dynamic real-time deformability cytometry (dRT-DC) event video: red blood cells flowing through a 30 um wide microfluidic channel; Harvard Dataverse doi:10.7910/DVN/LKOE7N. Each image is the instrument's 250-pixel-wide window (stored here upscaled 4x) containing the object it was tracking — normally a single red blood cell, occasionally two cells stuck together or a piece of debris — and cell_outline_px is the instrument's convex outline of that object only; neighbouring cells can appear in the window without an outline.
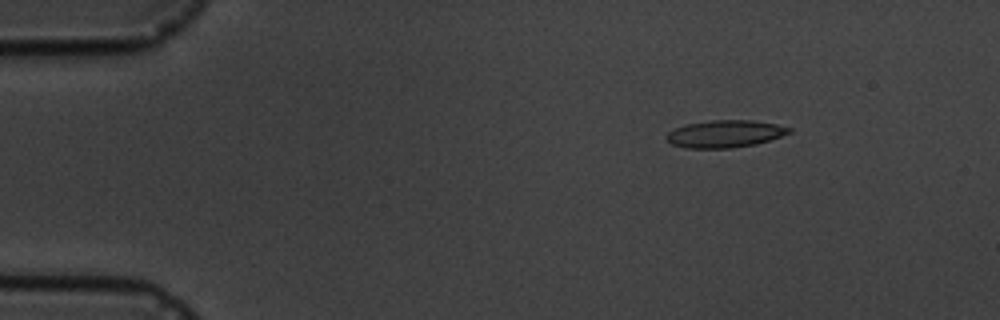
{"species": "common noctule bat (a hibernating species)", "species_latin": "Nyctalus noctula", "temperature_condition": "cold", "stored_images_in_passage": 17, "camera_frame_rate_fps": 3000, "um_per_image_px": 0.085, "animal": {"sex": "male", "body_mass_g": 19.5, "forearm_length_mm": 54.6}, "frame": {"image": 1, "passage_image": 3, "time_ms": 2.333, "image_size_px": [1000, 320], "cell_outline_px": [[792, 132], [756, 144], [732, 148], [684, 148], [672, 144], [664, 136], [668, 132], [676, 128], [688, 124], [712, 120], [752, 120], [776, 124], [792, 128]], "centroid_in_image_um": [61.62, 11.38], "position_along_channel_um": 23.4, "area_um2": 19.42}}
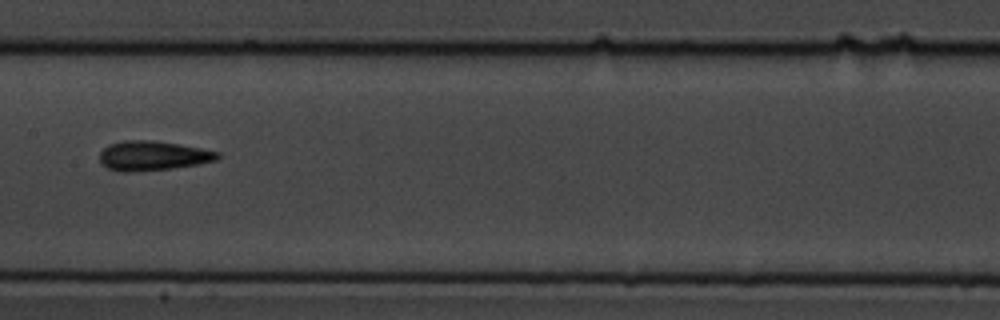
{"frame": {"image": 2, "passage_image": 9, "time_ms": 9.333, "image_size_px": [1000, 320], "cell_outline_px": [[220, 156], [216, 160], [196, 164], [172, 168], [128, 172], [124, 172], [108, 168], [100, 164], [100, 152], [108, 144], [124, 140], [152, 140], [200, 148], [220, 152]], "centroid_in_image_um": [12.95, 13.23], "position_along_channel_um": 194.5, "area_um2": 20.11}}
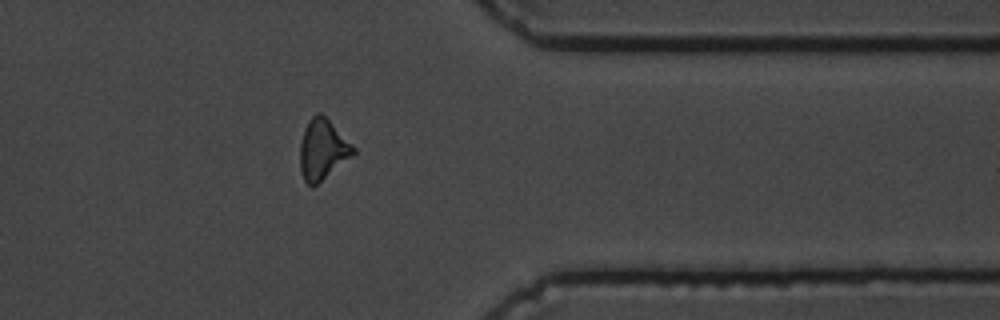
{"frame": {"image": 3, "passage_image": 14, "time_ms": 15.0, "image_size_px": [1000, 320], "cell_outline_px": [[356, 152], [312, 188], [304, 180], [300, 168], [300, 144], [304, 128], [308, 120], [316, 112], [320, 112], [356, 148]], "centroid_in_image_um": [27.39, 12.7], "position_along_channel_um": 384.0, "area_um2": 18.44}, "authors_computed_cell_mechanics": {"area_um2": 18.5538, "velocity_mm_per_s": 3.5386, "shape_relaxation_time_tau1_ms": 2.2293, "shape_relaxation_time_tau2_ms": 0.9075, "deformation_change_tau1": 0.0987, "deformation_change_tau2": 0.0846}}